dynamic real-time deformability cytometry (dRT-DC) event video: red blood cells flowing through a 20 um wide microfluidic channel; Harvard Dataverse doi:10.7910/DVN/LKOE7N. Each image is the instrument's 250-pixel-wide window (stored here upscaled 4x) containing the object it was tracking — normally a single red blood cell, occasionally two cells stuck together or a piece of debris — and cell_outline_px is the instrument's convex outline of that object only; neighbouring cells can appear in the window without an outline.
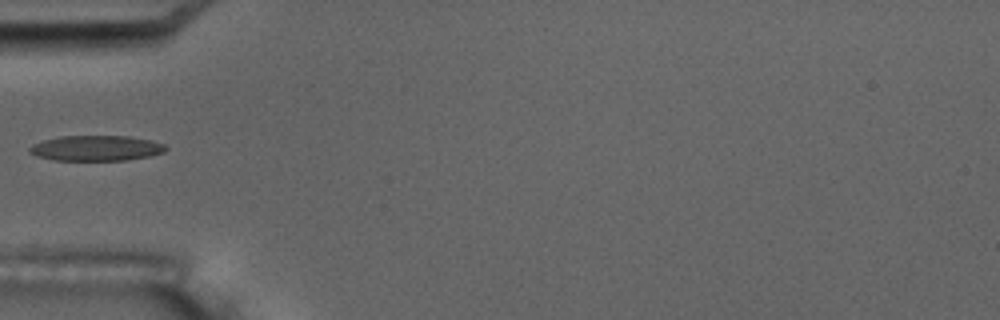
{"species": "common noctule bat (a hibernating species)", "species_latin": "Nyctalus noctula", "temperature_condition": "room temperature", "stored_images_in_passage": 6, "camera_frame_rate_fps": 3000, "um_per_image_px": 0.085, "animal": {"sex": "male", "body_mass_g": 17.5, "forearm_length_mm": 52.3}, "frame": {"image": 1, "passage_image": 6, "time_ms": 5.667, "image_size_px": [1000, 320], "cell_outline_px": [[168, 148], [164, 152], [148, 156], [124, 160], [52, 160], [36, 156], [28, 152], [28, 148], [32, 144], [44, 140], [60, 136], [128, 136], [152, 140], [164, 144]], "centroid_in_image_um": [8.15, 12.59], "position_along_channel_um": 76.9, "area_um2": 20.17}}